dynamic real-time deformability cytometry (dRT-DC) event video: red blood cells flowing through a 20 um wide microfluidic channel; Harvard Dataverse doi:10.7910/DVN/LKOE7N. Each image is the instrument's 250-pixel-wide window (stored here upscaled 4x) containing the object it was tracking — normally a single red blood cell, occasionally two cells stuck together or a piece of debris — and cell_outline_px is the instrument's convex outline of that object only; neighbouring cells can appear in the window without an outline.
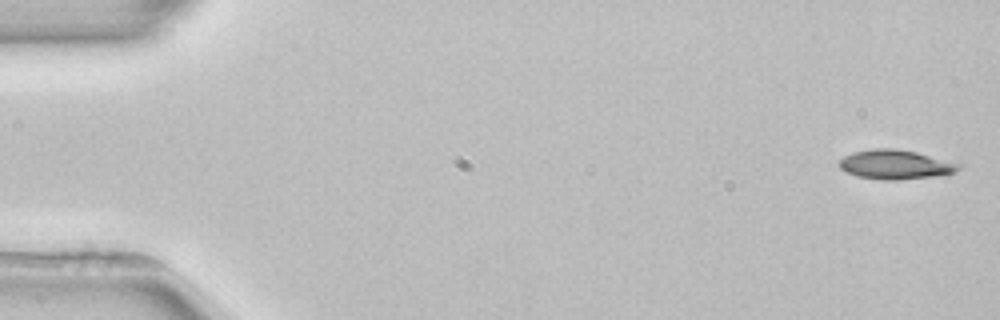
{"species": "common noctule bat (a hibernating species)", "species_latin": "Nyctalus noctula", "temperature_condition": "room temperature", "stored_images_in_passage": 4, "camera_frame_rate_fps": 3000, "um_per_image_px": 0.085, "animal": {"sex": "female", "body_mass_g": 22.7, "forearm_length_mm": 54.2}, "frame": {"image": 1, "passage_image": 1, "time_ms": 0.0, "image_size_px": [1000, 320], "cell_outline_px": [[960, 168], [956, 172], [932, 176], [900, 180], [884, 180], [856, 176], [844, 172], [840, 168], [840, 160], [844, 156], [852, 152], [872, 148], [896, 148], [916, 152], [960, 164]], "centroid_in_image_um": [76.05, 13.98], "position_along_channel_um": 8.9, "area_um2": 20.35}}
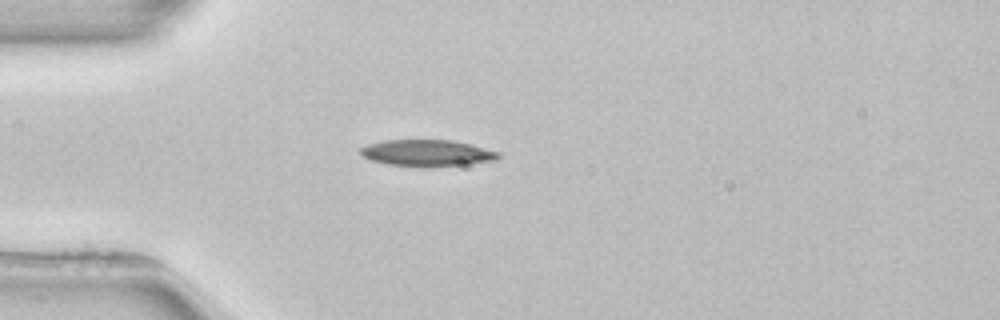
{"frame": {"image": 2, "passage_image": 4, "time_ms": 4.333, "image_size_px": [1000, 320], "cell_outline_px": [[500, 156], [496, 160], [468, 164], [388, 164], [368, 160], [360, 152], [360, 148], [368, 144], [384, 140], [452, 140], [472, 144], [500, 152]], "centroid_in_image_um": [36.32, 12.96], "position_along_channel_um": 48.7, "area_um2": 20.46}}